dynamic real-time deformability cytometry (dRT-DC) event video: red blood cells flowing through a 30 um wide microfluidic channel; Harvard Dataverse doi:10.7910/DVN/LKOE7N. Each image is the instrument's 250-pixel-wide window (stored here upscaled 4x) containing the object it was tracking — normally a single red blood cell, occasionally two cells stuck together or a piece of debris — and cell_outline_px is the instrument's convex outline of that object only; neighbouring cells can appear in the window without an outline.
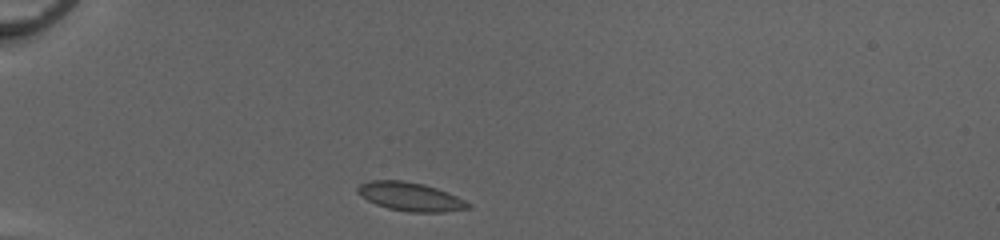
{"species": "common noctule bat (a hibernating species)", "species_latin": "Nyctalus noctula", "temperature_condition": "cold", "stored_images_in_passage": 32, "camera_frame_rate_fps": 3000, "um_per_image_px": 0.085, "animal": {"sex": "female", "body_mass_g": 20.0, "forearm_length_mm": 54.0}, "frame": {"image": 1, "passage_image": 1, "time_ms": 0.0, "image_size_px": [1000, 240], "cell_outline_px": [[472, 208], [444, 212], [408, 212], [388, 208], [376, 204], [360, 196], [356, 192], [356, 188], [360, 184], [368, 180], [404, 180], [424, 184], [448, 192], [472, 204]], "centroid_in_image_um": [34.87, 16.71], "position_along_channel_um": 50.1, "area_um2": 18.61}}
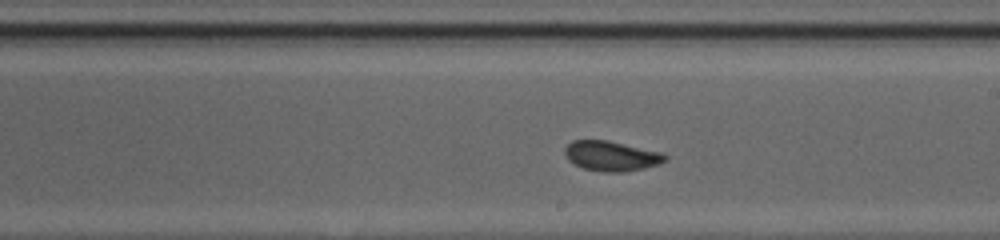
{"frame": {"image": 2, "passage_image": 17, "time_ms": 5.333, "image_size_px": [1000, 240], "cell_outline_px": [[668, 160], [660, 164], [644, 168], [624, 172], [604, 172], [584, 168], [568, 160], [564, 152], [564, 148], [572, 140], [608, 140], [664, 152], [668, 156]], "centroid_in_image_um": [52.02, 13.25], "position_along_channel_um": 237.0, "area_um2": 17.74}}
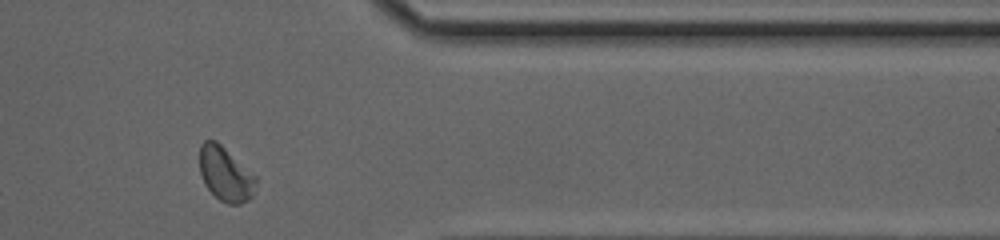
{"frame": {"image": 3, "passage_image": 29, "time_ms": 9.333, "image_size_px": [1000, 240], "cell_outline_px": [[256, 184], [252, 196], [248, 200], [240, 204], [228, 204], [220, 200], [204, 184], [200, 172], [200, 144], [204, 140], [216, 140], [256, 176]], "centroid_in_image_um": [19.16, 14.79], "position_along_channel_um": 392.2, "area_um2": 17.69}, "authors_computed_cell_mechanics": {"area_um2": 17.7157, "velocity_mm_per_s": 4.1087, "shape_relaxation_time_tau1_ms": 4.5073, "shape_relaxation_time_tau2_ms": 0.9297, "deformation_change_tau1": 0.0918, "deformation_change_tau2": 0.0352}}